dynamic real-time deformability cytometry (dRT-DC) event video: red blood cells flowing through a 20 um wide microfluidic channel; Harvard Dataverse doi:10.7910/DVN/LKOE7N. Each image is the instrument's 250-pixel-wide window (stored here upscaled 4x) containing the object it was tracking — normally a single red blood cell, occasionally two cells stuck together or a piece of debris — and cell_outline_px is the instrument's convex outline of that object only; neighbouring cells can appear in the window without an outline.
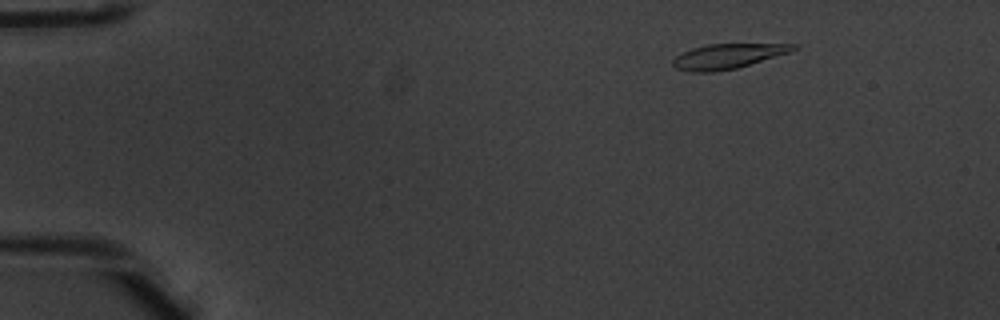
{"species": "common noctule bat (a hibernating species)", "species_latin": "Nyctalus noctula", "temperature_condition": "warm", "stored_images_in_passage": 8, "camera_frame_rate_fps": 3000, "um_per_image_px": 0.085, "animal": {"sex": "male", "body_mass_g": 20.1, "forearm_length_mm": 53.5}, "frame": {"image": 1, "passage_image": 1, "time_ms": 0.0, "image_size_px": [1000, 320], "cell_outline_px": [[796, 48], [788, 52], [736, 68], [712, 72], [692, 72], [676, 68], [672, 64], [672, 60], [676, 56], [692, 48], [708, 44], [796, 44]], "centroid_in_image_um": [61.78, 4.78], "position_along_channel_um": 23.2, "area_um2": 16.99}}